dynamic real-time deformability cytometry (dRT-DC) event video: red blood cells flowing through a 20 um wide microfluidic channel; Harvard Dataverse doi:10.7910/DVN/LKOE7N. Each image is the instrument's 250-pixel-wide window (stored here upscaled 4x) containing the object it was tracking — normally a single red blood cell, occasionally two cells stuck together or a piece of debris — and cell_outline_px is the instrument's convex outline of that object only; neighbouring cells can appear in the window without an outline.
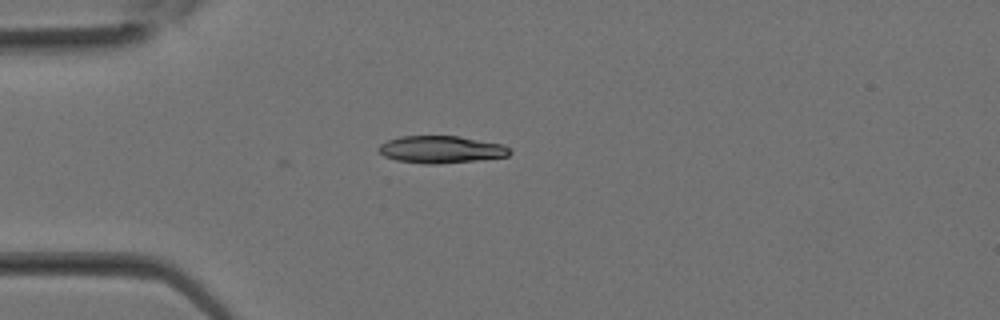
{"species": "Egyptian fruit bat (a non-hibernating species)", "species_latin": "Rousettus aegyptiacus", "temperature_condition": "room temperature", "stored_images_in_passage": 2, "camera_frame_rate_fps": 3000, "um_per_image_px": 0.085, "animal": {"sex": "female"}, "frame": {"image": 1, "passage_image": 1, "time_ms": 0.0, "image_size_px": [1000, 320], "cell_outline_px": [[512, 152], [508, 156], [476, 160], [436, 164], [424, 164], [396, 160], [384, 156], [376, 148], [380, 144], [388, 140], [400, 136], [460, 136], [504, 144]], "centroid_in_image_um": [37.48, 12.7], "position_along_channel_um": 47.5, "area_um2": 20.87}}